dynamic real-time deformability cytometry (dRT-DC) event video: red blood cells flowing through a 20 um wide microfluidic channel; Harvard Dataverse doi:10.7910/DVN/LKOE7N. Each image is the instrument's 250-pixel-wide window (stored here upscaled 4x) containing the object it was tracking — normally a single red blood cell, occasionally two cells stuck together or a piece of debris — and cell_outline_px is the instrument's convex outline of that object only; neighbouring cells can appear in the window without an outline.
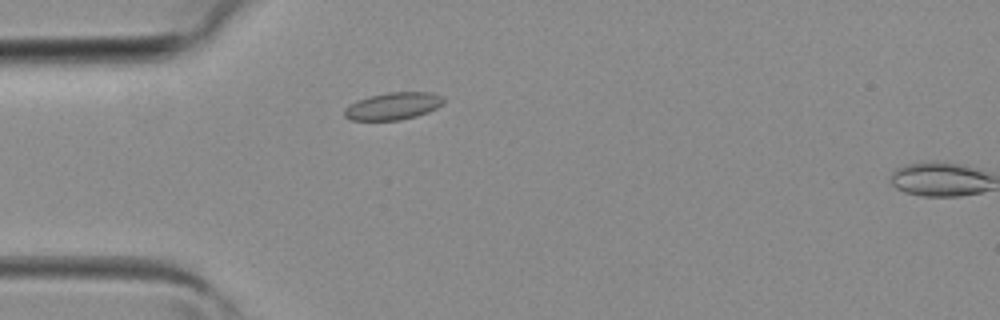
{"species": "common noctule bat (a hibernating species)", "species_latin": "Nyctalus noctula", "temperature_condition": "room temperature", "stored_images_in_passage": 4, "camera_frame_rate_fps": 3000, "um_per_image_px": 0.085, "animal": {"sex": "female", "body_mass_g": 19.3, "forearm_length_mm": 54.1}, "frame": {"image": 1, "passage_image": 3, "time_ms": 0.667, "image_size_px": [1000, 320], "cell_outline_px": [[444, 104], [428, 112], [416, 116], [400, 120], [352, 120], [344, 116], [344, 108], [356, 100], [368, 96], [388, 92], [432, 92], [444, 96]], "centroid_in_image_um": [33.43, 9.0], "position_along_channel_um": 51.6, "area_um2": 15.95}}